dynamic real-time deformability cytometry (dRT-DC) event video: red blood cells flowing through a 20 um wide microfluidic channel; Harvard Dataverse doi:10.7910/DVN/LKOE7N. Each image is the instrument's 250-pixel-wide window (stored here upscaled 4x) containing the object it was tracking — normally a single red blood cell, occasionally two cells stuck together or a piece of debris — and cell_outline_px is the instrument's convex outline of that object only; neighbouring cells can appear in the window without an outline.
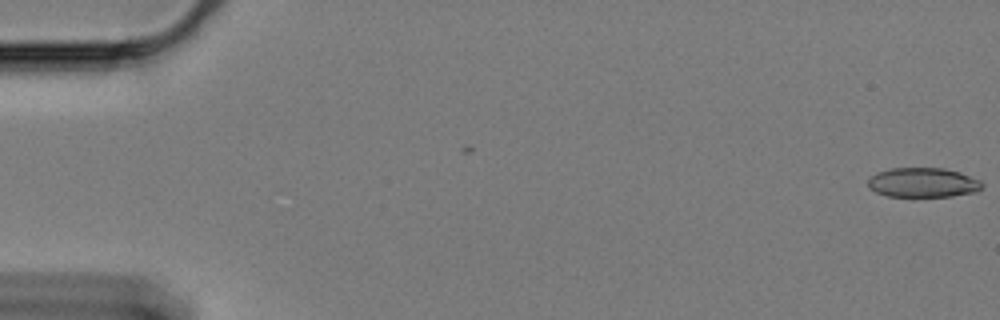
{"species": "Egyptian fruit bat (a non-hibernating species)", "species_latin": "Rousettus aegyptiacus", "temperature_condition": "cold", "stored_images_in_passage": 61, "camera_frame_rate_fps": 3000, "um_per_image_px": 0.085, "animal": {"sex": "female"}, "frame": {"image": 1, "passage_image": 1, "time_ms": 0.0, "image_size_px": [1000, 320], "cell_outline_px": [[984, 184], [976, 192], [952, 196], [888, 196], [876, 192], [868, 184], [868, 176], [876, 172], [892, 168], [944, 168], [960, 172], [980, 180]], "centroid_in_image_um": [78.45, 15.51], "position_along_channel_um": 6.5, "area_um2": 19.65}}
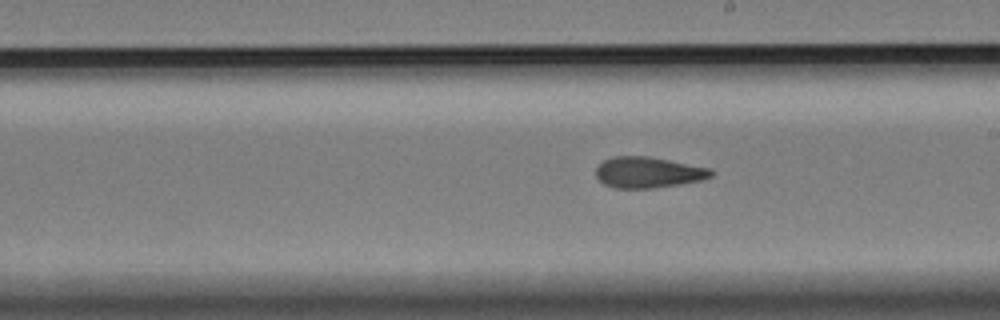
{"frame": {"image": 2, "passage_image": 35, "time_ms": 11.333, "image_size_px": [1000, 320], "cell_outline_px": [[716, 172], [712, 176], [700, 180], [680, 184], [652, 188], [616, 188], [604, 184], [596, 176], [596, 168], [604, 160], [612, 156], [648, 156], [708, 168]], "centroid_in_image_um": [55.07, 14.65], "position_along_channel_um": 233.9, "area_um2": 20.58}}
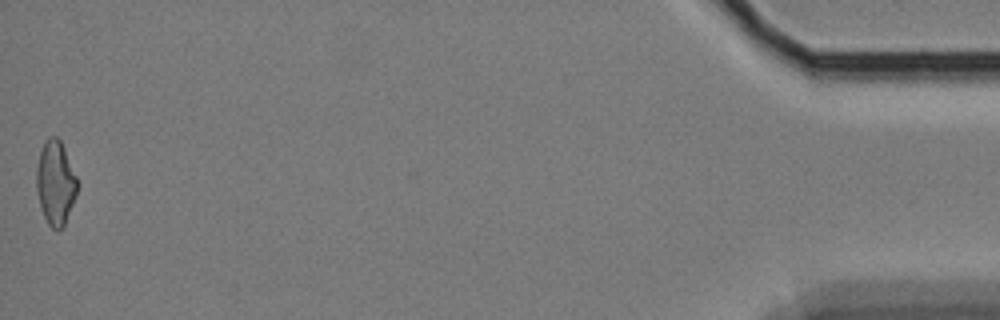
{"frame": {"image": 3, "passage_image": 61, "time_ms": 20.0, "image_size_px": [1000, 320], "cell_outline_px": [[76, 196], [64, 228], [52, 228], [48, 224], [44, 216], [40, 204], [36, 188], [36, 172], [40, 152], [48, 136], [56, 136], [60, 140], [64, 148], [76, 176]], "centroid_in_image_um": [4.71, 15.55], "position_along_channel_um": 430.5, "area_um2": 19.71}, "authors_computed_cell_mechanics": {"area_um2": 20.8658, "velocity_mm_per_s": 3.3133, "shape_relaxation_time_tau1_ms": null, "shape_relaxation_time_tau2_ms": 3.4448, "deformation_change_tau1": null, "deformation_change_tau2": 0.0971}}